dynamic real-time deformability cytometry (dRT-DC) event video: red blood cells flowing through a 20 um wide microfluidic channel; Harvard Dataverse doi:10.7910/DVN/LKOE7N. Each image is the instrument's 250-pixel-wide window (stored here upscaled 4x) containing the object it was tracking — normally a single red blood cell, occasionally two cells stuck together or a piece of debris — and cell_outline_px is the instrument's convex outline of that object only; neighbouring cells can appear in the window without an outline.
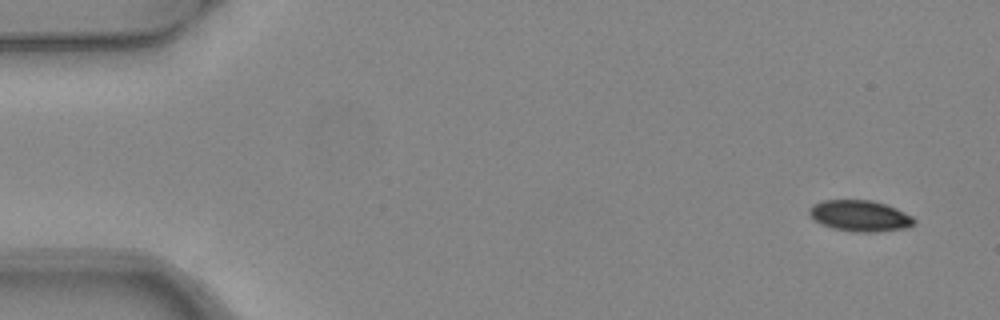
{"species": "common noctule bat (a hibernating species)", "species_latin": "Nyctalus noctula", "temperature_condition": "warm", "stored_images_in_passage": 7, "camera_frame_rate_fps": 3000, "um_per_image_px": 0.085, "animal": {"sex": "female", "body_mass_g": 24.6, "forearm_length_mm": 56.2}, "frame": {"image": 1, "passage_image": 1, "time_ms": 0.0, "image_size_px": [1000, 320], "cell_outline_px": [[916, 224], [908, 228], [876, 232], [852, 232], [832, 228], [820, 224], [808, 212], [808, 208], [812, 204], [824, 200], [872, 200], [896, 208], [912, 216], [916, 220]], "centroid_in_image_um": [73.11, 18.35], "position_along_channel_um": 11.9, "area_um2": 19.19}}
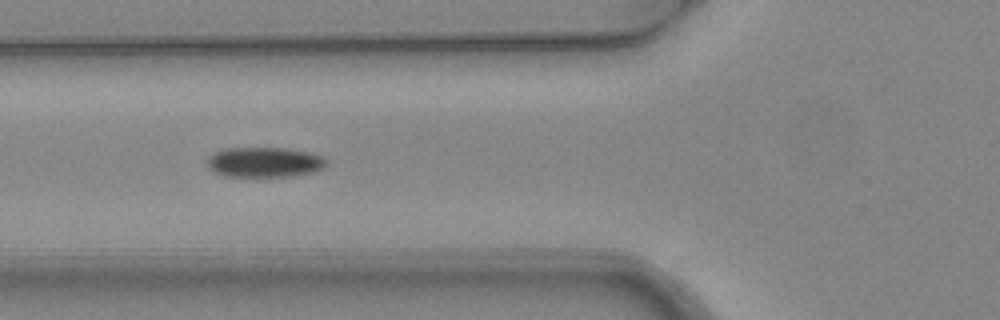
{"frame": {"image": 2, "passage_image": 6, "time_ms": 1.667, "image_size_px": [1000, 320], "cell_outline_px": [[328, 164], [324, 168], [316, 172], [292, 176], [224, 176], [212, 172], [208, 168], [208, 156], [216, 152], [228, 148], [288, 148], [312, 152], [324, 156], [328, 160]], "centroid_in_image_um": [22.55, 13.79], "position_along_channel_um": 103.2, "area_um2": 21.27}}
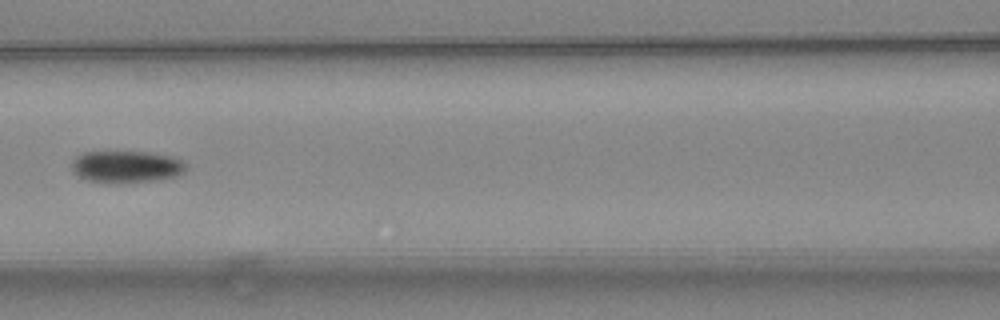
{"frame": {"image": 3, "passage_image": 7, "time_ms": 2.0, "image_size_px": [1000, 320], "cell_outline_px": [[188, 168], [184, 172], [176, 176], [160, 180], [120, 184], [108, 184], [88, 180], [72, 172], [72, 160], [80, 152], [152, 152], [172, 156], [184, 160], [188, 164]], "centroid_in_image_um": [10.78, 14.18], "position_along_channel_um": 155.8, "area_um2": 22.02}}